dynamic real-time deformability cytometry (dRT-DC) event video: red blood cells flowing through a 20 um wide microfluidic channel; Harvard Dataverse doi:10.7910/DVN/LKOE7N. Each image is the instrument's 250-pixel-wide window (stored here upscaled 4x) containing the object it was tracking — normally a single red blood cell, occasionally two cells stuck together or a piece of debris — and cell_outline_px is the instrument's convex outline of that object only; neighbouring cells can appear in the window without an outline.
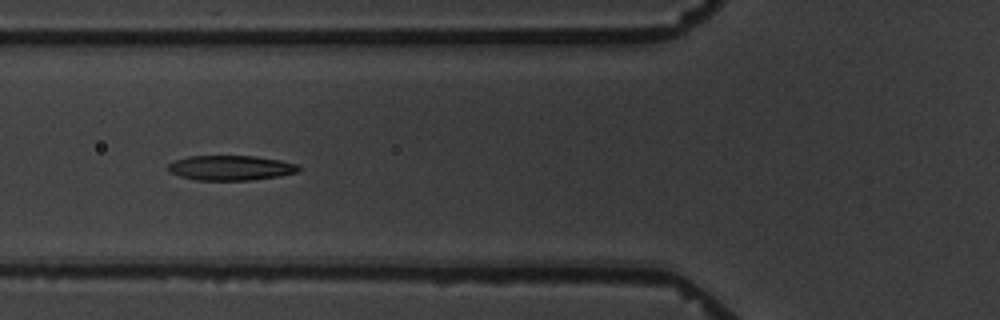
{"species": "common noctule bat (a hibernating species)", "species_latin": "Nyctalus noctula", "temperature_condition": "warm", "stored_images_in_passage": 7, "camera_frame_rate_fps": 3000, "um_per_image_px": 0.085, "animal": {"sex": "male", "body_mass_g": 19.5, "forearm_length_mm": 54.6}, "frame": {"image": 1, "passage_image": 6, "time_ms": 7.0, "image_size_px": [1000, 320], "cell_outline_px": [[304, 168], [296, 172], [280, 176], [248, 180], [196, 180], [180, 176], [168, 172], [168, 164], [176, 160], [188, 156], [252, 156], [280, 160], [300, 164]], "centroid_in_image_um": [19.64, 14.27], "position_along_channel_um": 106.2, "area_um2": 19.02}}
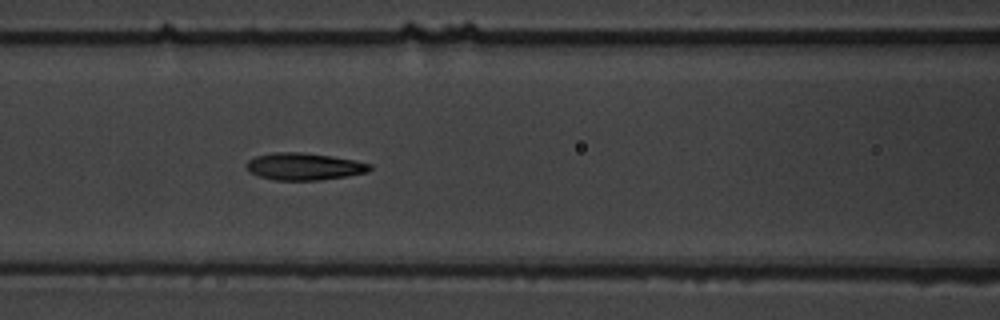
{"frame": {"image": 2, "passage_image": 7, "time_ms": 8.0, "image_size_px": [1000, 320], "cell_outline_px": [[372, 168], [368, 172], [320, 180], [276, 180], [260, 176], [252, 172], [244, 164], [248, 160], [256, 156], [276, 152], [300, 152], [332, 156], [356, 160], [372, 164]], "centroid_in_image_um": [25.88, 14.14], "position_along_channel_um": 140.7, "area_um2": 19.36}}